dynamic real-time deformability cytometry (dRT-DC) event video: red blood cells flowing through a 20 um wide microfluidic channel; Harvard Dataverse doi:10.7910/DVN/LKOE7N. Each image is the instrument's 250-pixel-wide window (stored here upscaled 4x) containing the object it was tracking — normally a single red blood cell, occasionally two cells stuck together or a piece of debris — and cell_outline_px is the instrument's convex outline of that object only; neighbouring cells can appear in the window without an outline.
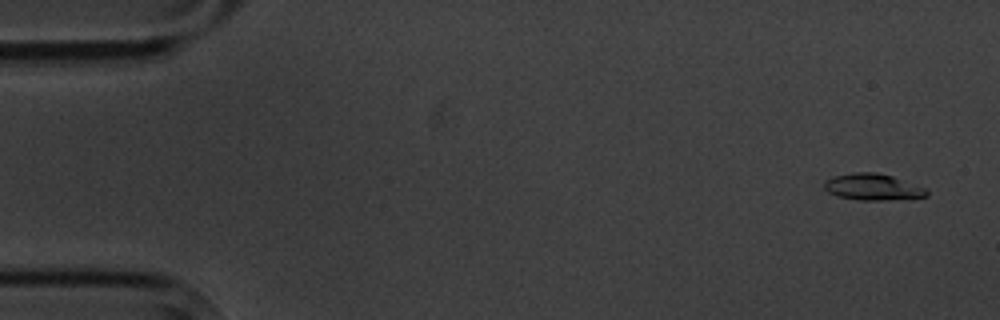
{"species": "common noctule bat (a hibernating species)", "species_latin": "Nyctalus noctula", "temperature_condition": "cold", "stored_images_in_passage": 5, "camera_frame_rate_fps": 3000, "um_per_image_px": 0.085, "animal": {"sex": "male", "body_mass_g": 20.1, "forearm_length_mm": 53.5}, "frame": {"image": 1, "passage_image": 1, "time_ms": 0.0, "image_size_px": [1000, 320], "cell_outline_px": [[928, 196], [880, 200], [860, 200], [836, 196], [828, 192], [824, 188], [824, 180], [832, 176], [856, 172], [876, 172], [892, 176], [924, 188], [928, 192]], "centroid_in_image_um": [74.11, 15.88], "position_along_channel_um": 10.9, "area_um2": 15.61}}
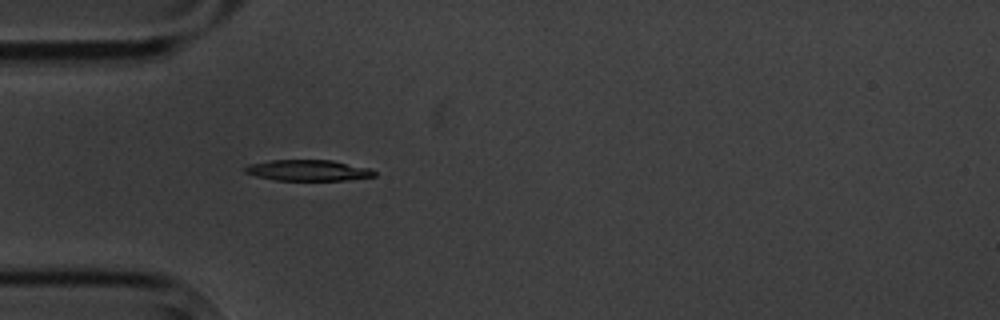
{"frame": {"image": 2, "passage_image": 5, "time_ms": 4.667, "image_size_px": [1000, 320], "cell_outline_px": [[376, 176], [348, 180], [276, 180], [256, 176], [244, 172], [244, 168], [248, 164], [272, 160], [332, 160], [372, 168], [376, 172]], "centroid_in_image_um": [26.23, 14.47], "position_along_channel_um": 58.8, "area_um2": 15.9}}